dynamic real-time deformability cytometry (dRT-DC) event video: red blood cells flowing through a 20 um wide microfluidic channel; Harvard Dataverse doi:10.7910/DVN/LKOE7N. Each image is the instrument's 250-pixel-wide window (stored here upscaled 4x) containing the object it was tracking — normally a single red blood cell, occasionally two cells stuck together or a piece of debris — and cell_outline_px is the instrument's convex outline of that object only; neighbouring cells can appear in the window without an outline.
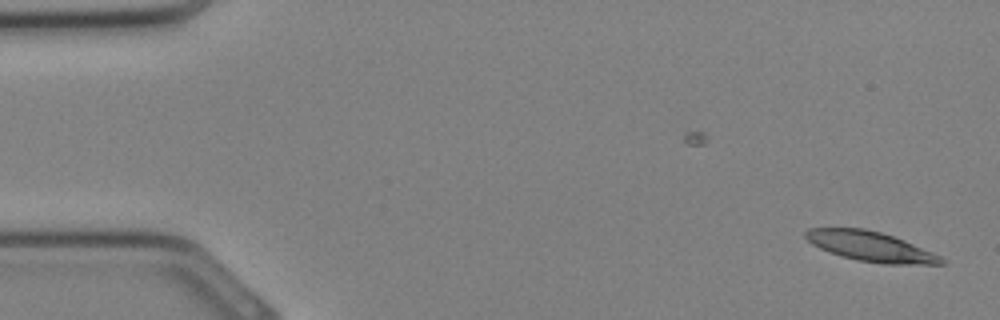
{"species": "Egyptian fruit bat (a non-hibernating species)", "species_latin": "Rousettus aegyptiacus", "temperature_condition": "cold", "stored_images_in_passage": 27, "camera_frame_rate_fps": 3000, "um_per_image_px": 0.085, "animal": {"sex": "female"}, "frame": {"image": 1, "passage_image": 1, "time_ms": 0.0, "image_size_px": [1000, 320], "cell_outline_px": [[944, 264], [884, 264], [856, 260], [828, 252], [812, 244], [804, 236], [804, 232], [808, 228], [864, 228], [880, 232], [904, 240], [932, 252], [940, 256], [944, 260]], "centroid_in_image_um": [73.96, 20.95], "position_along_channel_um": 11.0, "area_um2": 23.47}}
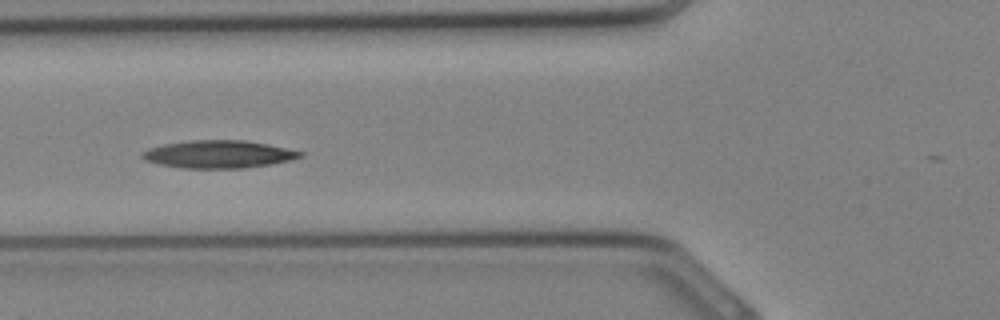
{"frame": {"image": 2, "passage_image": 12, "time_ms": 3.667, "image_size_px": [1000, 320], "cell_outline_px": [[304, 156], [292, 160], [272, 164], [244, 168], [184, 168], [160, 164], [144, 160], [140, 156], [140, 152], [148, 148], [164, 144], [188, 140], [244, 140], [268, 144], [304, 152]], "centroid_in_image_um": [18.58, 13.11], "position_along_channel_um": 107.2, "area_um2": 25.66}}
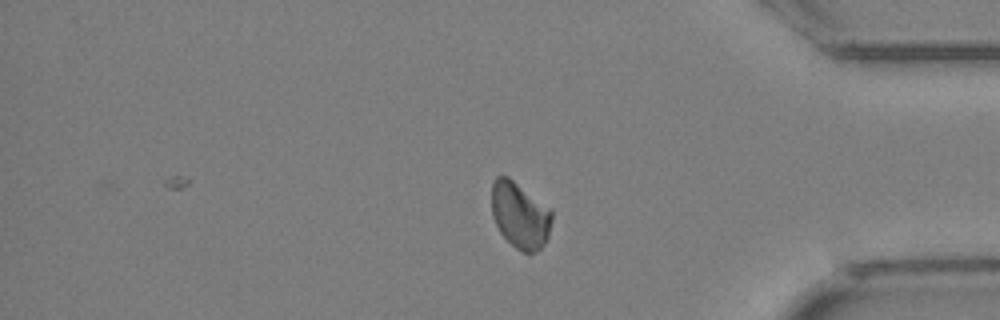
{"frame": {"image": 3, "passage_image": 27, "time_ms": 8.667, "image_size_px": [1000, 320], "cell_outline_px": [[552, 220], [548, 236], [544, 244], [536, 252], [528, 256], [516, 248], [500, 232], [492, 216], [492, 184], [496, 176], [508, 176], [552, 208]], "centroid_in_image_um": [44.22, 18.3], "position_along_channel_um": 391.0, "area_um2": 23.58}}